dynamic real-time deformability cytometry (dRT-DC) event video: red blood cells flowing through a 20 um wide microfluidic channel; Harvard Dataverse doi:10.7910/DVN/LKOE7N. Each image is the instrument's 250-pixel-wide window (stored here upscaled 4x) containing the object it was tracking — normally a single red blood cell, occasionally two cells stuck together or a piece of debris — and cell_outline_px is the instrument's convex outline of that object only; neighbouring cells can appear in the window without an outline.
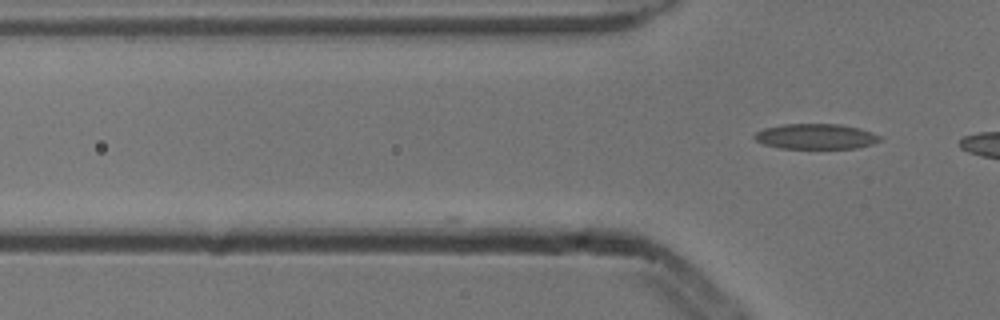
{"species": "common noctule bat (a hibernating species)", "species_latin": "Nyctalus noctula", "temperature_condition": "cold", "stored_images_in_passage": 2, "camera_frame_rate_fps": 3000, "um_per_image_px": 0.085, "animal": {"sex": "male", "body_mass_g": 13.3}, "frame": {"image": 1, "passage_image": 2, "time_ms": 0.333, "image_size_px": [1000, 320], "cell_outline_px": [[884, 140], [872, 144], [856, 148], [780, 148], [764, 144], [756, 140], [752, 136], [756, 132], [764, 128], [784, 124], [840, 124], [860, 128], [872, 132], [880, 136]], "centroid_in_image_um": [69.37, 11.59], "position_along_channel_um": 56.4, "area_um2": 18.55}}